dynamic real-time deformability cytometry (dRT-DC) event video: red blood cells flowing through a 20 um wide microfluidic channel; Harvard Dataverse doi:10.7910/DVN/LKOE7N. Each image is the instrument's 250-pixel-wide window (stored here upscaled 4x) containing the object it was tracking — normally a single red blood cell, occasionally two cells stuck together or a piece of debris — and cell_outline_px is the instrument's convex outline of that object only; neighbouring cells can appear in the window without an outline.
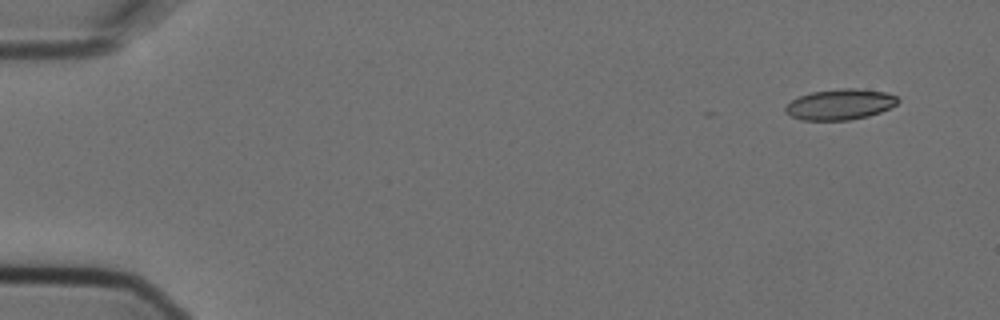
{"species": "Egyptian fruit bat (a non-hibernating species)", "species_latin": "Rousettus aegyptiacus", "temperature_condition": "cold", "stored_images_in_passage": 5, "camera_frame_rate_fps": 3000, "um_per_image_px": 0.085, "animal": {"sex": "female"}, "frame": {"image": 1, "passage_image": 1, "time_ms": 0.0, "image_size_px": [1000, 320], "cell_outline_px": [[900, 100], [896, 104], [880, 112], [868, 116], [848, 120], [800, 120], [784, 112], [784, 108], [792, 100], [800, 96], [812, 92], [840, 88], [856, 88], [884, 92], [896, 96]], "centroid_in_image_um": [71.39, 8.87], "position_along_channel_um": 13.6, "area_um2": 20.0}}
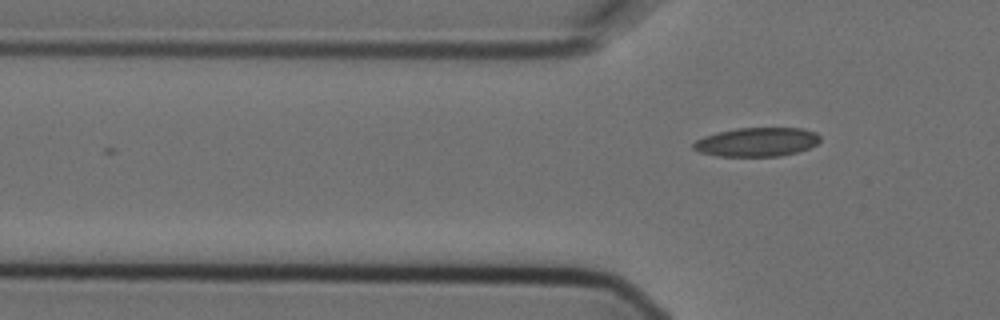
{"frame": {"image": 2, "passage_image": 5, "time_ms": 1.333, "image_size_px": [1000, 320], "cell_outline_px": [[820, 140], [816, 144], [808, 148], [796, 152], [780, 156], [716, 156], [700, 152], [692, 148], [692, 144], [696, 140], [704, 136], [716, 132], [736, 128], [800, 128], [816, 132], [820, 136]], "centroid_in_image_um": [64.3, 12.07], "position_along_channel_um": 61.5, "area_um2": 21.39}}